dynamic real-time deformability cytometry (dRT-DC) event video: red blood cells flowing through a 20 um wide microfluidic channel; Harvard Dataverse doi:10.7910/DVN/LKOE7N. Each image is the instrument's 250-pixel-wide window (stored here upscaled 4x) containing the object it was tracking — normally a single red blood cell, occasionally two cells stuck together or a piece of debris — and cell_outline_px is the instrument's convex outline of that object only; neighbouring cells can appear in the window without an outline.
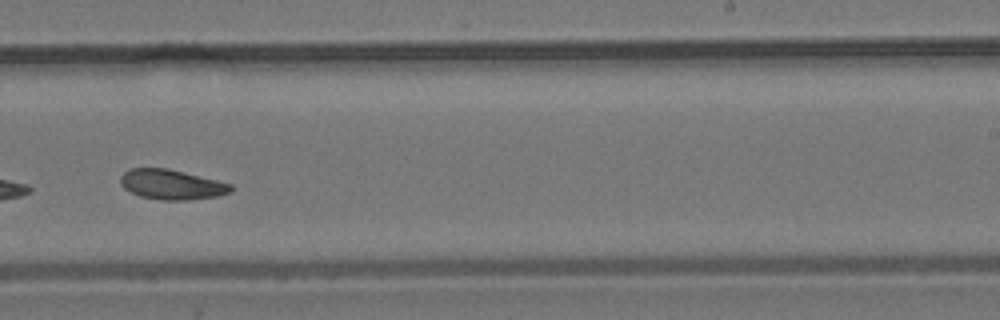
{"species": "common noctule bat (a hibernating species)", "species_latin": "Nyctalus noctula", "temperature_condition": "room temperature", "stored_images_in_passage": 9, "camera_frame_rate_fps": 3000, "um_per_image_px": 0.085, "animal": {"sex": "male", "body_mass_g": 19.2, "forearm_length_mm": 51.8}, "frame": {"image": 1, "passage_image": 9, "time_ms": 9.333, "image_size_px": [1000, 320], "cell_outline_px": [[232, 192], [216, 196], [188, 200], [160, 200], [140, 196], [124, 188], [120, 184], [120, 176], [128, 168], [168, 168], [232, 184]], "centroid_in_image_um": [14.56, 15.68], "position_along_channel_um": 274.4, "area_um2": 19.25}}